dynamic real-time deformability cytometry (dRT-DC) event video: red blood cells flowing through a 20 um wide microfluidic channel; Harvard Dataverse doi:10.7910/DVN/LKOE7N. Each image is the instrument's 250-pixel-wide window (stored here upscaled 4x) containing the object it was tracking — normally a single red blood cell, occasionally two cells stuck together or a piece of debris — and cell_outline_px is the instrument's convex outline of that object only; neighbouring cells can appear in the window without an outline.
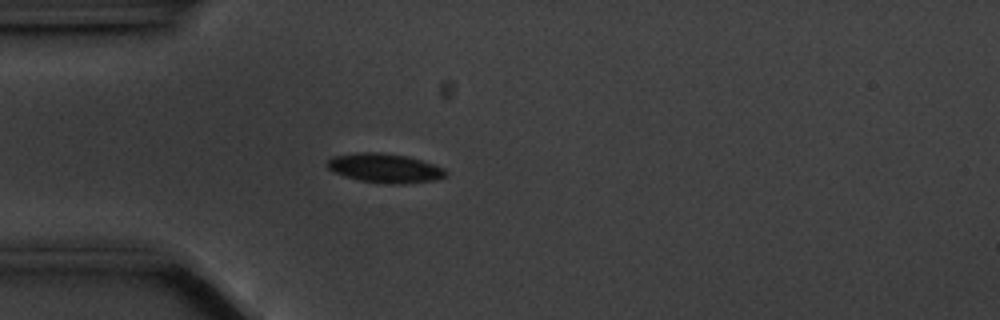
{"species": "common noctule bat (a hibernating species)", "species_latin": "Nyctalus noctula", "temperature_condition": "cold", "stored_images_in_passage": 56, "camera_frame_rate_fps": 3000, "um_per_image_px": 0.085, "animal": {"sex": "male", "body_mass_g": 20.1, "forearm_length_mm": 53.5}, "frame": {"image": 1, "passage_image": 15, "time_ms": 4.667, "image_size_px": [1000, 320], "cell_outline_px": [[448, 176], [436, 180], [404, 184], [392, 184], [360, 180], [344, 176], [332, 172], [324, 164], [332, 156], [356, 152], [380, 152], [404, 156], [420, 160], [444, 168], [448, 172]], "centroid_in_image_um": [32.69, 14.29], "position_along_channel_um": 52.3, "area_um2": 20.29}}
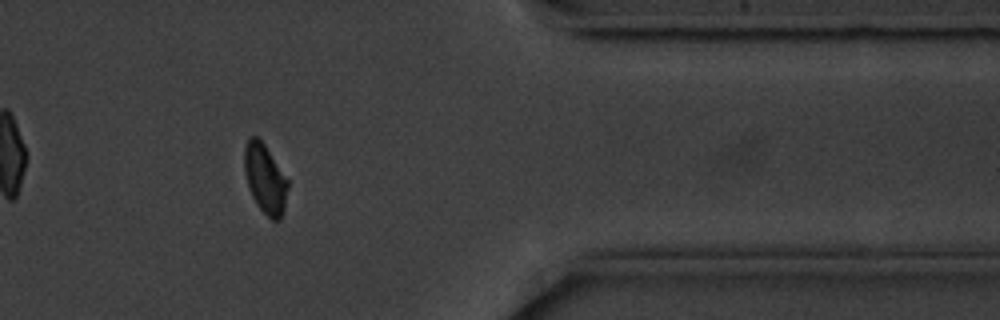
{"frame": {"image": 2, "passage_image": 46, "time_ms": 15.0, "image_size_px": [1000, 320], "cell_outline_px": [[288, 188], [284, 212], [280, 220], [272, 220], [256, 204], [252, 196], [244, 172], [244, 148], [248, 140], [252, 136], [256, 136], [264, 144], [288, 180]], "centroid_in_image_um": [22.54, 15.22], "position_along_channel_um": 388.9, "area_um2": 17.4}}
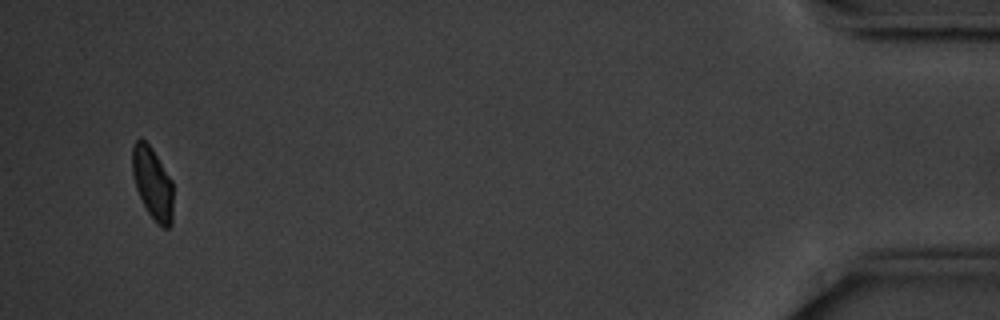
{"frame": {"image": 3, "passage_image": 54, "time_ms": 17.667, "image_size_px": [1000, 320], "cell_outline_px": [[172, 224], [168, 228], [164, 228], [148, 212], [136, 188], [132, 172], [132, 144], [140, 136], [152, 148], [172, 180]], "centroid_in_image_um": [12.96, 15.52], "position_along_channel_um": 422.2, "area_um2": 16.99}}